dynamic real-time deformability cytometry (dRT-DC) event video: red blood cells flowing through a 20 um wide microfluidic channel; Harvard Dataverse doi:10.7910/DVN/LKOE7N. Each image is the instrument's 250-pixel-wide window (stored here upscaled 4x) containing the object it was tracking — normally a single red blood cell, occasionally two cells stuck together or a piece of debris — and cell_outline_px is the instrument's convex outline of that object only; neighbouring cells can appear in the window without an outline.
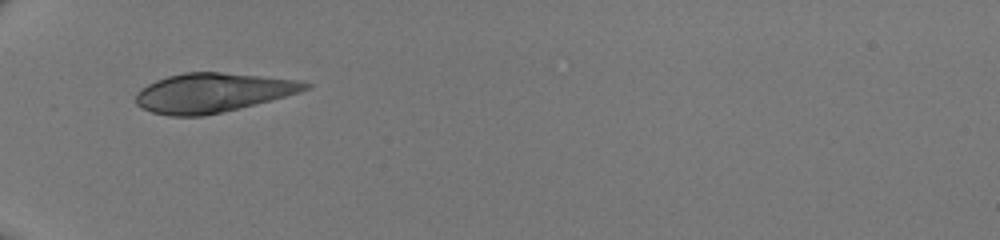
{"species": "human", "species_latin": "Homo sapiens", "temperature_condition": "room temperature", "stored_images_in_passage": 31, "camera_frame_rate_fps": 3000, "um_per_image_px": 0.085, "donor": {"sex": "male"}, "frame": {"image": 1, "passage_image": 1, "time_ms": 0.0, "image_size_px": [1000, 240], "cell_outline_px": [[312, 88], [300, 92], [272, 100], [204, 116], [168, 116], [152, 112], [140, 108], [136, 104], [136, 92], [140, 88], [156, 80], [168, 76], [184, 72], [220, 72], [300, 80], [312, 84]], "centroid_in_image_um": [18.06, 7.88], "position_along_channel_um": 66.9, "area_um2": 38.84}}
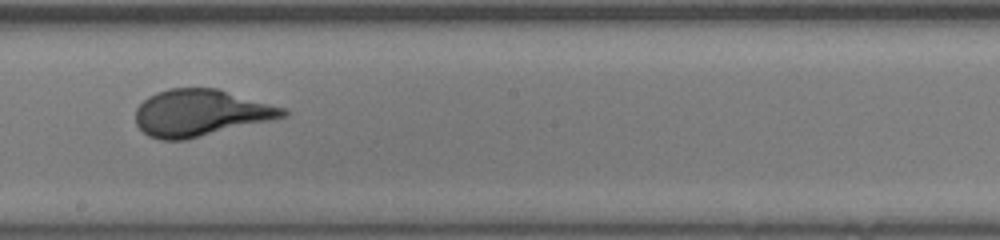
{"frame": {"image": 2, "passage_image": 13, "time_ms": 4.0, "image_size_px": [1000, 240], "cell_outline_px": [[292, 112], [288, 116], [272, 120], [184, 140], [160, 140], [148, 136], [136, 124], [136, 108], [148, 96], [156, 92], [168, 88], [216, 88], [288, 108]], "centroid_in_image_um": [17.09, 9.59], "position_along_channel_um": 231.1, "area_um2": 40.34}}
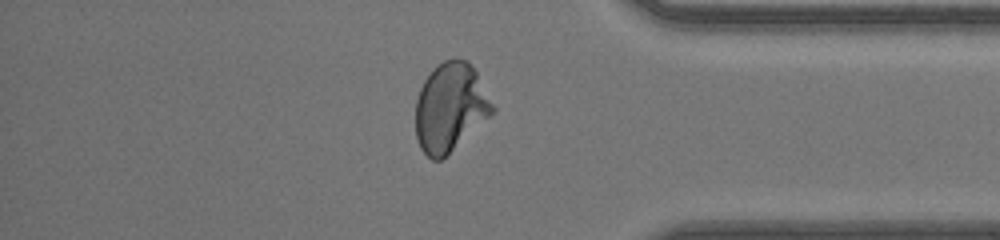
{"frame": {"image": 3, "passage_image": 25, "time_ms": 8.0, "image_size_px": [1000, 240], "cell_outline_px": [[496, 108], [488, 116], [440, 160], [432, 160], [420, 148], [416, 136], [416, 100], [420, 88], [424, 80], [432, 68], [444, 60], [452, 56], [468, 60], [472, 64]], "centroid_in_image_um": [38.25, 9.05], "position_along_channel_um": 397.0, "area_um2": 39.3}}